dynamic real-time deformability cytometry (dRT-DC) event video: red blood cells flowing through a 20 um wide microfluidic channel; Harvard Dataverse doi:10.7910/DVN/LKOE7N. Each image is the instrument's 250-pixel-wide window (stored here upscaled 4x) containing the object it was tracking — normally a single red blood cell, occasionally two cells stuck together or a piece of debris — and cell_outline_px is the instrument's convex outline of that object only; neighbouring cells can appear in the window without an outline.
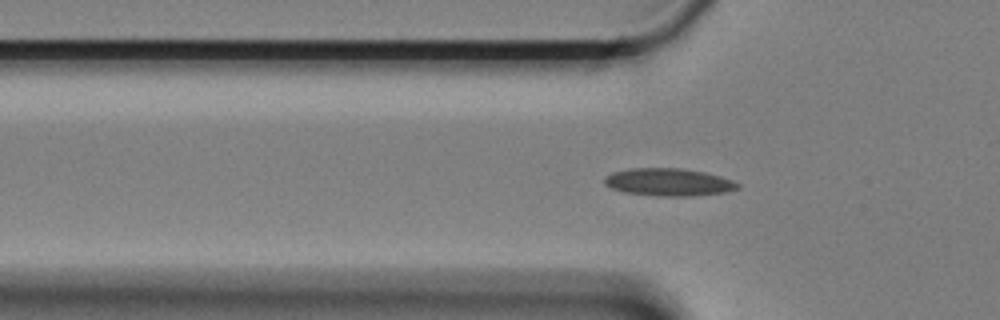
{"species": "Egyptian fruit bat (a non-hibernating species)", "species_latin": "Rousettus aegyptiacus", "temperature_condition": "cold", "stored_images_in_passage": 53, "camera_frame_rate_fps": 3000, "um_per_image_px": 0.085, "animal": {"sex": "female"}, "frame": {"image": 1, "passage_image": 11, "time_ms": 3.333, "image_size_px": [1000, 320], "cell_outline_px": [[740, 188], [724, 192], [692, 196], [660, 196], [624, 192], [612, 188], [604, 184], [604, 176], [612, 172], [632, 168], [680, 168], [704, 172], [720, 176], [732, 180], [740, 184]], "centroid_in_image_um": [56.82, 15.48], "position_along_channel_um": 69.0, "area_um2": 21.39}}
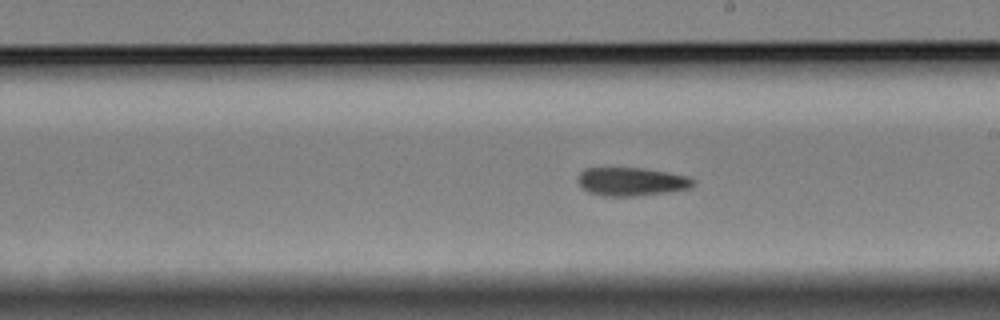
{"frame": {"image": 2, "passage_image": 26, "time_ms": 8.333, "image_size_px": [1000, 320], "cell_outline_px": [[696, 184], [688, 188], [668, 192], [636, 196], [604, 196], [588, 192], [576, 180], [580, 172], [584, 168], [640, 168], [688, 176], [696, 180]], "centroid_in_image_um": [53.67, 15.44], "position_along_channel_um": 235.3, "area_um2": 19.02}}
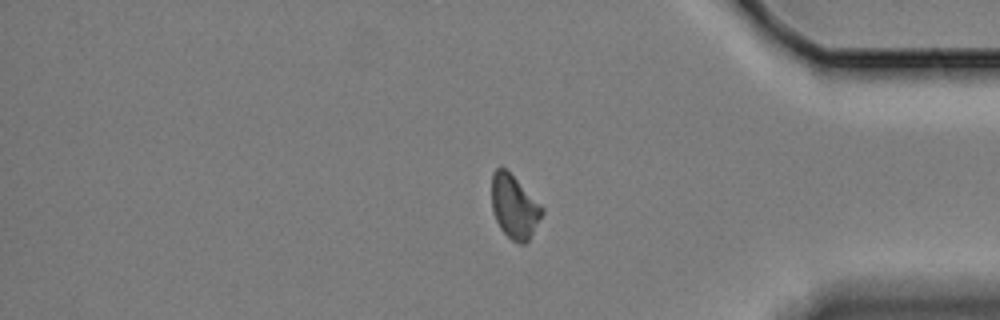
{"frame": {"image": 3, "passage_image": 42, "time_ms": 13.667, "image_size_px": [1000, 320], "cell_outline_px": [[544, 212], [528, 240], [524, 244], [520, 244], [512, 240], [500, 228], [492, 212], [492, 176], [496, 168], [504, 168], [544, 208]], "centroid_in_image_um": [43.7, 17.6], "position_along_channel_um": 391.5, "area_um2": 18.15}, "authors_computed_cell_mechanics": {"area_um2": 19.5364, "velocity_mm_per_s": 3.3141, "shape_relaxation_time_tau1_ms": 8.7416, "shape_relaxation_time_tau2_ms": 5.2059, "deformation_change_tau1": 0.1387, "deformation_change_tau2": 0.1045}}